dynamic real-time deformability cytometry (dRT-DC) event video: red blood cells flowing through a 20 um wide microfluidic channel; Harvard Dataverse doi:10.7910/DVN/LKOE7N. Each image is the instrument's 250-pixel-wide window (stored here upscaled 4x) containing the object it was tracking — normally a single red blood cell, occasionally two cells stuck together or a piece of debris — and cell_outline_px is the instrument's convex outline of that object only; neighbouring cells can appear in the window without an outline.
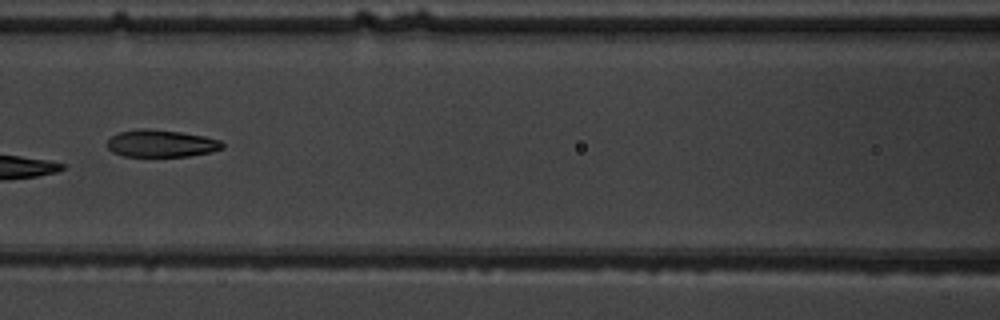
{"species": "common noctule bat (a hibernating species)", "species_latin": "Nyctalus noctula", "temperature_condition": "warm", "stored_images_in_passage": 10, "camera_frame_rate_fps": 3000, "um_per_image_px": 0.085, "animal": {"sex": "male", "body_mass_g": 19.5, "forearm_length_mm": 54.6}, "frame": {"image": 1, "passage_image": 9, "time_ms": 10.0, "image_size_px": [1000, 320], "cell_outline_px": [[224, 148], [212, 152], [188, 156], [124, 156], [112, 152], [108, 148], [108, 140], [112, 136], [120, 132], [136, 128], [148, 128], [180, 132], [204, 136], [220, 140], [224, 144]], "centroid_in_image_um": [13.71, 12.19], "position_along_channel_um": 152.9, "area_um2": 18.32}}
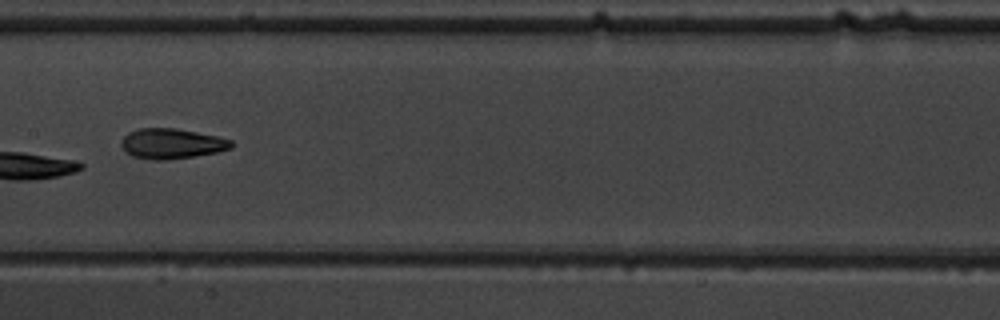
{"frame": {"image": 2, "passage_image": 10, "time_ms": 11.0, "image_size_px": [1000, 320], "cell_outline_px": [[232, 148], [216, 152], [192, 156], [164, 160], [156, 160], [132, 156], [120, 144], [120, 140], [128, 132], [140, 128], [176, 128], [216, 136], [232, 140]], "centroid_in_image_um": [14.57, 12.2], "position_along_channel_um": 192.8, "area_um2": 19.13}}